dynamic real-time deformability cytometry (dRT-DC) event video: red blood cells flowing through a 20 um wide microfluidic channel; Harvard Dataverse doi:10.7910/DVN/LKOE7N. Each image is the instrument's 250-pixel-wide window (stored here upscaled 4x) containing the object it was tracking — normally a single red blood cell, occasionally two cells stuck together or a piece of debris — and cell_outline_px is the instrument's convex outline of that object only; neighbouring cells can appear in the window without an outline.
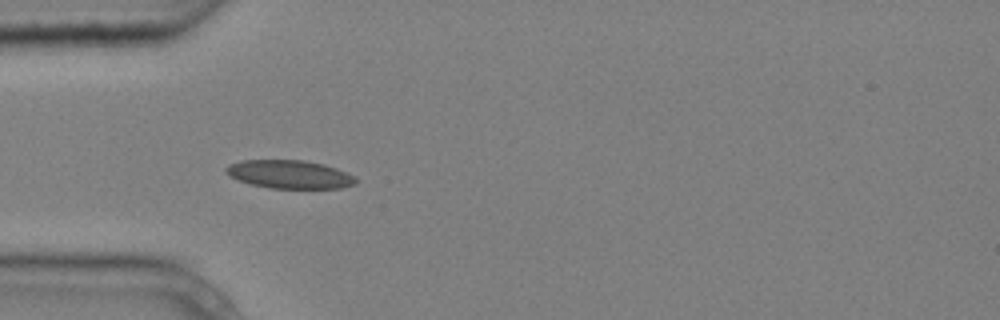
{"species": "common noctule bat (a hibernating species)", "species_latin": "Nyctalus noctula", "temperature_condition": "cold", "stored_images_in_passage": 6, "camera_frame_rate_fps": 3000, "um_per_image_px": 0.085, "animal": {"sex": "male", "body_mass_g": 20.4}, "frame": {"image": 1, "passage_image": 5, "time_ms": 1.333, "image_size_px": [1000, 320], "cell_outline_px": [[360, 180], [356, 184], [340, 188], [268, 188], [252, 184], [228, 176], [224, 172], [224, 168], [228, 164], [240, 160], [304, 160], [324, 164], [348, 172], [356, 176]], "centroid_in_image_um": [24.63, 14.81], "position_along_channel_um": 60.4, "area_um2": 21.73}}
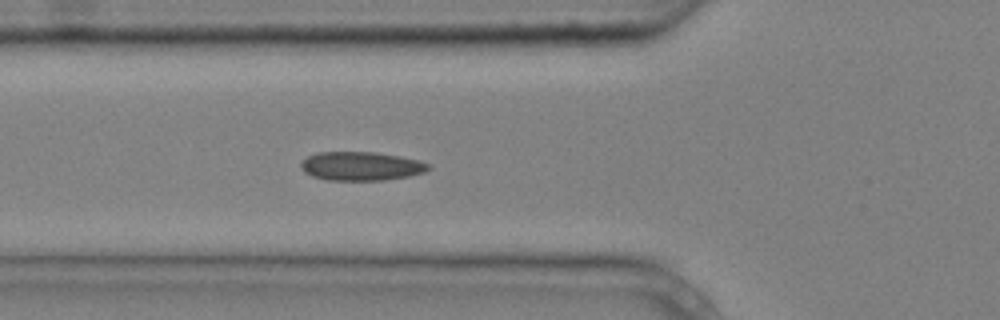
{"frame": {"image": 2, "passage_image": 6, "time_ms": 1.667, "image_size_px": [1000, 320], "cell_outline_px": [[432, 168], [424, 172], [408, 176], [384, 180], [328, 180], [312, 176], [304, 172], [300, 168], [300, 164], [308, 156], [316, 152], [376, 152], [400, 156], [420, 160], [428, 164]], "centroid_in_image_um": [30.69, 14.12], "position_along_channel_um": 95.1, "area_um2": 21.44}}